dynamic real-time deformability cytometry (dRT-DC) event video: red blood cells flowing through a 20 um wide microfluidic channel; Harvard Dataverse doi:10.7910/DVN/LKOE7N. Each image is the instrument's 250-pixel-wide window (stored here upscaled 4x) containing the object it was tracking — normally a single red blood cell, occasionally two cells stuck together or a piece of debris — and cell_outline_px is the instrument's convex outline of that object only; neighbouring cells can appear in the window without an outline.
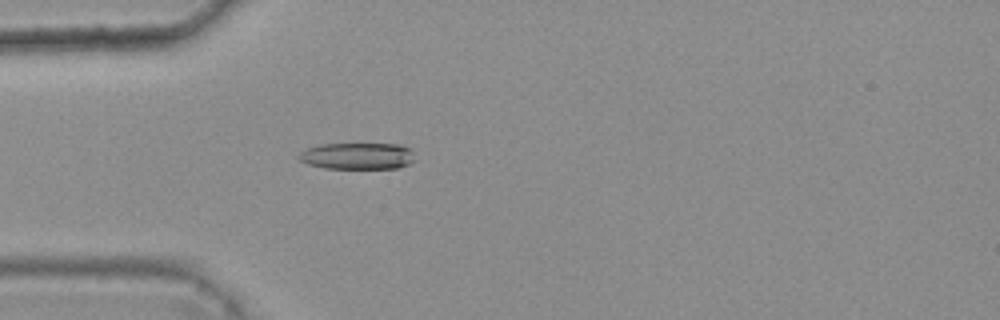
{"species": "common noctule bat (a hibernating species)", "species_latin": "Nyctalus noctula", "temperature_condition": "warm", "stored_images_in_passage": 4, "camera_frame_rate_fps": 3000, "um_per_image_px": 0.085, "animal": {"sex": "female", "body_mass_g": 25.1}, "frame": {"image": 1, "passage_image": 4, "time_ms": 1.0, "image_size_px": [1000, 320], "cell_outline_px": [[416, 160], [408, 164], [396, 168], [324, 168], [308, 164], [300, 160], [296, 156], [300, 152], [308, 148], [320, 144], [400, 144], [412, 148]], "centroid_in_image_um": [30.42, 13.25], "position_along_channel_um": 54.6, "area_um2": 18.15}}